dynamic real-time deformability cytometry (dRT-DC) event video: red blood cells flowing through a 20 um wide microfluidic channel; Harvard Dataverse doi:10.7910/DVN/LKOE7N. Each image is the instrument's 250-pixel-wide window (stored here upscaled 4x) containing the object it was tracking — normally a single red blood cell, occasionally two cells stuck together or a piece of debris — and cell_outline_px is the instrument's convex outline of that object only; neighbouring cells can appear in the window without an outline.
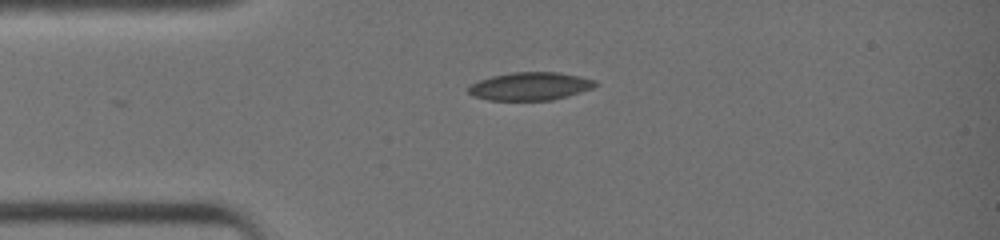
{"species": "common noctule bat (a hibernating species)", "species_latin": "Nyctalus noctula", "temperature_condition": "warm", "stored_images_in_passage": 33, "camera_frame_rate_fps": 3000, "um_per_image_px": 0.085, "animal": {"sex": "female", "body_mass_g": 19.0, "forearm_length_mm": 51.5}, "frame": {"image": 1, "passage_image": 1, "time_ms": 0.0, "image_size_px": [1000, 240], "cell_outline_px": [[600, 84], [592, 88], [568, 96], [552, 100], [488, 100], [472, 96], [468, 92], [468, 88], [472, 84], [480, 80], [492, 76], [512, 72], [560, 72], [580, 76], [596, 80]], "centroid_in_image_um": [45.1, 7.33], "position_along_channel_um": 39.9, "area_um2": 20.81}}
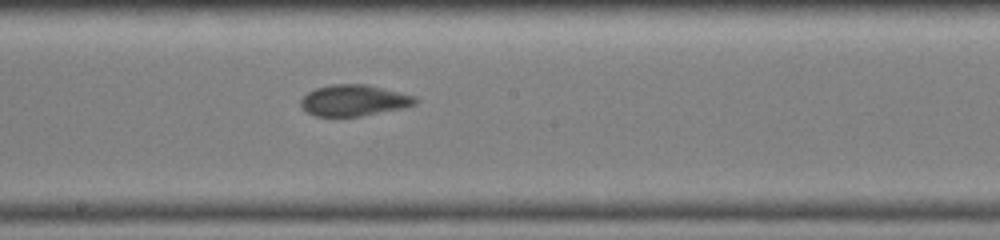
{"frame": {"image": 2, "passage_image": 14, "time_ms": 4.333, "image_size_px": [1000, 240], "cell_outline_px": [[420, 100], [416, 104], [404, 108], [360, 116], [316, 116], [308, 112], [300, 104], [300, 100], [308, 92], [316, 88], [332, 84], [364, 84], [416, 96]], "centroid_in_image_um": [30.11, 8.53], "position_along_channel_um": 218.1, "area_um2": 20.69}}
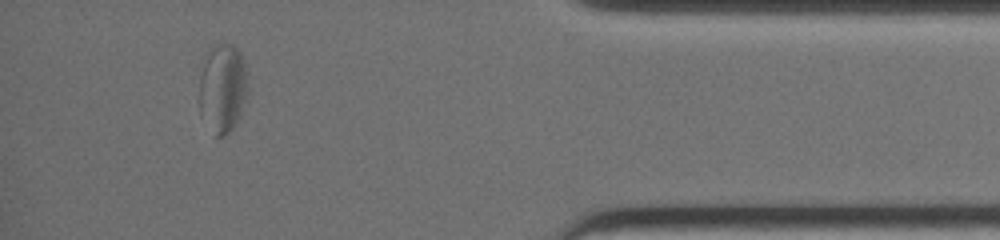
{"frame": {"image": 3, "passage_image": 29, "time_ms": 9.333, "image_size_px": [1000, 240], "cell_outline_px": [[248, 92], [236, 124], [224, 136], [216, 136], [200, 108], [200, 76], [208, 48], [220, 44], [232, 44], [240, 52], [244, 60], [248, 88]], "centroid_in_image_um": [18.95, 7.44], "position_along_channel_um": 416.2, "area_um2": 24.68}, "authors_computed_cell_mechanics": {"area_um2": 21.386, "velocity_mm_per_s": 4.5992, "shape_relaxation_time_tau1_ms": null, "shape_relaxation_time_tau2_ms": 1.803, "deformation_change_tau1": null, "deformation_change_tau2": 0.0627}}